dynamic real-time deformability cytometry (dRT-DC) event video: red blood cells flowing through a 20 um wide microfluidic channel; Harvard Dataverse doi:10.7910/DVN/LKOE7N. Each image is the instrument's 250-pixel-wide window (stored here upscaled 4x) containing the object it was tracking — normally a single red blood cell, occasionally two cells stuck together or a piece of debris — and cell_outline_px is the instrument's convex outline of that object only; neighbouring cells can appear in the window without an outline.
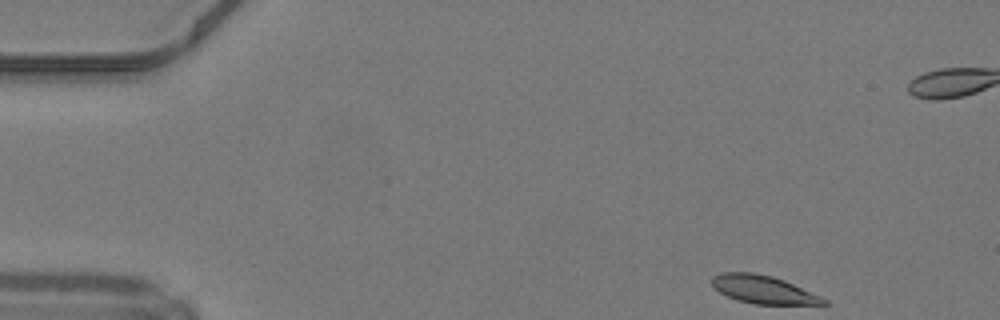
{"species": "common noctule bat (a hibernating species)", "species_latin": "Nyctalus noctula", "temperature_condition": "warm", "stored_images_in_passage": 45, "camera_frame_rate_fps": 3000, "um_per_image_px": 0.085, "animal": {"sex": "male", "body_mass_g": 19.2, "forearm_length_mm": 51.8}, "frame": {"image": 1, "passage_image": 1, "time_ms": 0.0, "image_size_px": [1000, 320], "cell_outline_px": [[828, 304], [752, 304], [736, 300], [720, 292], [712, 284], [712, 276], [720, 272], [752, 272], [772, 276], [784, 280], [820, 296], [828, 300]], "centroid_in_image_um": [64.86, 24.6], "position_along_channel_um": 20.1, "area_um2": 18.15}}
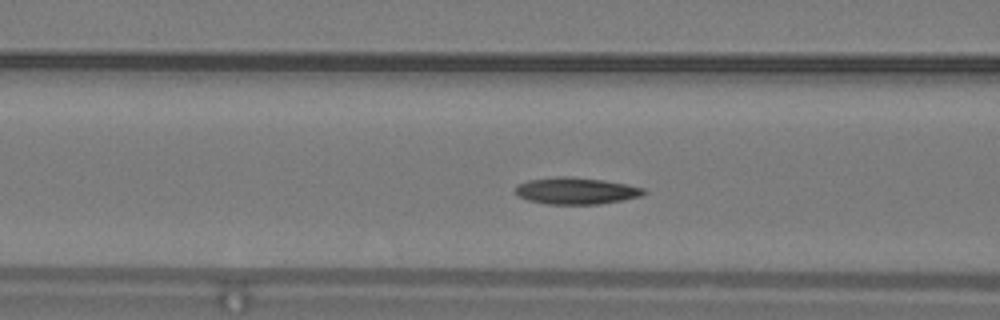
{"frame": {"image": 2, "passage_image": 15, "time_ms": 4.667, "image_size_px": [1000, 320], "cell_outline_px": [[648, 192], [640, 196], [600, 204], [544, 204], [528, 200], [516, 196], [516, 184], [528, 180], [556, 176], [568, 176], [604, 180], [644, 188]], "centroid_in_image_um": [48.91, 16.22], "position_along_channel_um": 117.7, "area_um2": 20.06}}
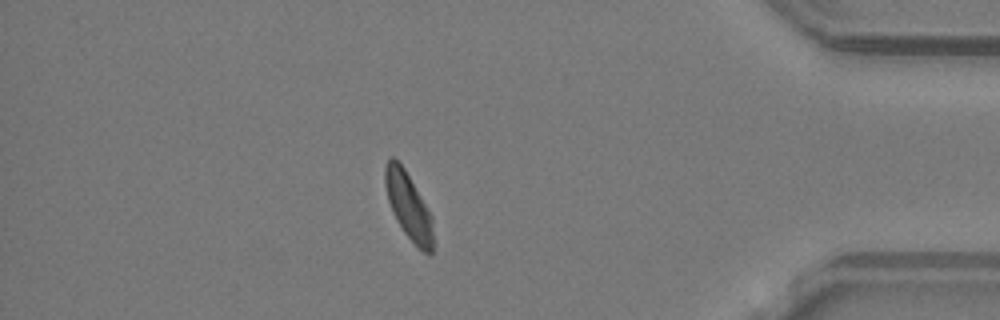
{"frame": {"image": 3, "passage_image": 38, "time_ms": 12.333, "image_size_px": [1000, 320], "cell_outline_px": [[432, 252], [428, 256], [416, 248], [404, 232], [396, 220], [392, 212], [388, 200], [384, 184], [384, 168], [388, 156], [392, 156], [404, 168], [432, 216]], "centroid_in_image_um": [34.7, 17.53], "position_along_channel_um": 400.5, "area_um2": 18.73}, "authors_computed_cell_mechanics": {"area_um2": 19.363, "velocity_mm_per_s": 4.2001, "shape_relaxation_time_tau1_ms": 3.413, "shape_relaxation_time_tau2_ms": 3.1738, "deformation_change_tau1": 0.146, "deformation_change_tau2": 0.0915}}